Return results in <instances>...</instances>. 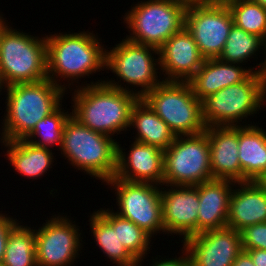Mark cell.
<instances>
[{
    "instance_id": "6da1fadb",
    "label": "cell",
    "mask_w": 266,
    "mask_h": 266,
    "mask_svg": "<svg viewBox=\"0 0 266 266\" xmlns=\"http://www.w3.org/2000/svg\"><path fill=\"white\" fill-rule=\"evenodd\" d=\"M127 89L114 80L81 86L74 90L71 115L95 132L118 134L130 127L132 107L140 98L136 90Z\"/></svg>"
},
{
    "instance_id": "7a4b0ae2",
    "label": "cell",
    "mask_w": 266,
    "mask_h": 266,
    "mask_svg": "<svg viewBox=\"0 0 266 266\" xmlns=\"http://www.w3.org/2000/svg\"><path fill=\"white\" fill-rule=\"evenodd\" d=\"M5 88L7 113L3 120L1 141L25 139L41 119L61 105L66 92L48 78L34 83H17Z\"/></svg>"
},
{
    "instance_id": "3957f363",
    "label": "cell",
    "mask_w": 266,
    "mask_h": 266,
    "mask_svg": "<svg viewBox=\"0 0 266 266\" xmlns=\"http://www.w3.org/2000/svg\"><path fill=\"white\" fill-rule=\"evenodd\" d=\"M95 36L88 31L46 36L47 78L67 89L65 85L57 82L60 81V76L67 80L69 78V81L70 78L76 81L84 75L89 76L102 68L106 69V49L104 50Z\"/></svg>"
},
{
    "instance_id": "277c9868",
    "label": "cell",
    "mask_w": 266,
    "mask_h": 266,
    "mask_svg": "<svg viewBox=\"0 0 266 266\" xmlns=\"http://www.w3.org/2000/svg\"><path fill=\"white\" fill-rule=\"evenodd\" d=\"M118 143L113 137L89 129L70 115L63 129L60 149L72 166L106 182L116 172Z\"/></svg>"
},
{
    "instance_id": "5b68a950",
    "label": "cell",
    "mask_w": 266,
    "mask_h": 266,
    "mask_svg": "<svg viewBox=\"0 0 266 266\" xmlns=\"http://www.w3.org/2000/svg\"><path fill=\"white\" fill-rule=\"evenodd\" d=\"M38 38L9 26L4 29L0 37V82L3 87L47 78L46 37Z\"/></svg>"
},
{
    "instance_id": "8992f818",
    "label": "cell",
    "mask_w": 266,
    "mask_h": 266,
    "mask_svg": "<svg viewBox=\"0 0 266 266\" xmlns=\"http://www.w3.org/2000/svg\"><path fill=\"white\" fill-rule=\"evenodd\" d=\"M265 98L266 79L261 73L252 72L244 81L202 100L204 124L206 127L241 126L239 121L261 109Z\"/></svg>"
},
{
    "instance_id": "52a82bcc",
    "label": "cell",
    "mask_w": 266,
    "mask_h": 266,
    "mask_svg": "<svg viewBox=\"0 0 266 266\" xmlns=\"http://www.w3.org/2000/svg\"><path fill=\"white\" fill-rule=\"evenodd\" d=\"M141 98L175 136L199 134L206 130L202 101L194 95L189 82L162 80Z\"/></svg>"
},
{
    "instance_id": "ba28073f",
    "label": "cell",
    "mask_w": 266,
    "mask_h": 266,
    "mask_svg": "<svg viewBox=\"0 0 266 266\" xmlns=\"http://www.w3.org/2000/svg\"><path fill=\"white\" fill-rule=\"evenodd\" d=\"M187 5L176 0L140 1L124 16L132 31L127 40L159 49L185 26Z\"/></svg>"
},
{
    "instance_id": "9c48e42d",
    "label": "cell",
    "mask_w": 266,
    "mask_h": 266,
    "mask_svg": "<svg viewBox=\"0 0 266 266\" xmlns=\"http://www.w3.org/2000/svg\"><path fill=\"white\" fill-rule=\"evenodd\" d=\"M163 185L196 186L214 179L211 173L210 147L206 131L176 136L164 151ZM168 184V185H167ZM170 184V185H169Z\"/></svg>"
},
{
    "instance_id": "30bf717a",
    "label": "cell",
    "mask_w": 266,
    "mask_h": 266,
    "mask_svg": "<svg viewBox=\"0 0 266 266\" xmlns=\"http://www.w3.org/2000/svg\"><path fill=\"white\" fill-rule=\"evenodd\" d=\"M114 187L119 216L132 221L151 236L165 232L162 222L161 189L152 183L129 182L116 177L106 181Z\"/></svg>"
},
{
    "instance_id": "8fae6325",
    "label": "cell",
    "mask_w": 266,
    "mask_h": 266,
    "mask_svg": "<svg viewBox=\"0 0 266 266\" xmlns=\"http://www.w3.org/2000/svg\"><path fill=\"white\" fill-rule=\"evenodd\" d=\"M115 46L110 51L106 50L105 68L112 70L120 82L122 80L131 86L142 87L136 92L140 98L162 82L157 78L156 70L160 68H155L160 65L159 57L157 60L152 56L154 53L159 56V49L136 44L127 39Z\"/></svg>"
},
{
    "instance_id": "7c38bea8",
    "label": "cell",
    "mask_w": 266,
    "mask_h": 266,
    "mask_svg": "<svg viewBox=\"0 0 266 266\" xmlns=\"http://www.w3.org/2000/svg\"><path fill=\"white\" fill-rule=\"evenodd\" d=\"M233 25L227 5H187L185 27L192 34L204 59L219 58Z\"/></svg>"
},
{
    "instance_id": "4fadbf2b",
    "label": "cell",
    "mask_w": 266,
    "mask_h": 266,
    "mask_svg": "<svg viewBox=\"0 0 266 266\" xmlns=\"http://www.w3.org/2000/svg\"><path fill=\"white\" fill-rule=\"evenodd\" d=\"M68 220L64 216H53L35 230L37 266H71L74 263L79 255L81 235L78 226Z\"/></svg>"
},
{
    "instance_id": "5bb4252c",
    "label": "cell",
    "mask_w": 266,
    "mask_h": 266,
    "mask_svg": "<svg viewBox=\"0 0 266 266\" xmlns=\"http://www.w3.org/2000/svg\"><path fill=\"white\" fill-rule=\"evenodd\" d=\"M182 242L191 266H232L243 251L240 233L228 227L197 233Z\"/></svg>"
},
{
    "instance_id": "9a60e30c",
    "label": "cell",
    "mask_w": 266,
    "mask_h": 266,
    "mask_svg": "<svg viewBox=\"0 0 266 266\" xmlns=\"http://www.w3.org/2000/svg\"><path fill=\"white\" fill-rule=\"evenodd\" d=\"M170 187L167 191L161 190L162 222L165 232L179 233L185 240L197 234L198 185H171Z\"/></svg>"
},
{
    "instance_id": "2e32d148",
    "label": "cell",
    "mask_w": 266,
    "mask_h": 266,
    "mask_svg": "<svg viewBox=\"0 0 266 266\" xmlns=\"http://www.w3.org/2000/svg\"><path fill=\"white\" fill-rule=\"evenodd\" d=\"M159 67L165 81L188 82L204 62L192 34L184 26L159 48Z\"/></svg>"
},
{
    "instance_id": "e0dca14e",
    "label": "cell",
    "mask_w": 266,
    "mask_h": 266,
    "mask_svg": "<svg viewBox=\"0 0 266 266\" xmlns=\"http://www.w3.org/2000/svg\"><path fill=\"white\" fill-rule=\"evenodd\" d=\"M131 146L127 157L123 152L124 149L117 144V168L114 177L129 182L161 184L162 186L164 151L156 146L137 141H134Z\"/></svg>"
},
{
    "instance_id": "ac0fdd59",
    "label": "cell",
    "mask_w": 266,
    "mask_h": 266,
    "mask_svg": "<svg viewBox=\"0 0 266 266\" xmlns=\"http://www.w3.org/2000/svg\"><path fill=\"white\" fill-rule=\"evenodd\" d=\"M214 179L243 182L238 157V126L206 127Z\"/></svg>"
},
{
    "instance_id": "d6986e66",
    "label": "cell",
    "mask_w": 266,
    "mask_h": 266,
    "mask_svg": "<svg viewBox=\"0 0 266 266\" xmlns=\"http://www.w3.org/2000/svg\"><path fill=\"white\" fill-rule=\"evenodd\" d=\"M235 184L231 180L211 179L198 185L197 233L227 227L232 187Z\"/></svg>"
},
{
    "instance_id": "ffe728a7",
    "label": "cell",
    "mask_w": 266,
    "mask_h": 266,
    "mask_svg": "<svg viewBox=\"0 0 266 266\" xmlns=\"http://www.w3.org/2000/svg\"><path fill=\"white\" fill-rule=\"evenodd\" d=\"M233 188L227 227L236 231L266 222V190L257 181L236 182Z\"/></svg>"
},
{
    "instance_id": "44dd1931",
    "label": "cell",
    "mask_w": 266,
    "mask_h": 266,
    "mask_svg": "<svg viewBox=\"0 0 266 266\" xmlns=\"http://www.w3.org/2000/svg\"><path fill=\"white\" fill-rule=\"evenodd\" d=\"M252 68H242L239 64L226 63L217 59H204L202 66L188 81L194 95L203 100L207 96L220 91L230 85L244 81L252 72Z\"/></svg>"
},
{
    "instance_id": "7402d4cb",
    "label": "cell",
    "mask_w": 266,
    "mask_h": 266,
    "mask_svg": "<svg viewBox=\"0 0 266 266\" xmlns=\"http://www.w3.org/2000/svg\"><path fill=\"white\" fill-rule=\"evenodd\" d=\"M238 157L243 182L257 181L266 172V131L256 124L238 126Z\"/></svg>"
},
{
    "instance_id": "603a6c76",
    "label": "cell",
    "mask_w": 266,
    "mask_h": 266,
    "mask_svg": "<svg viewBox=\"0 0 266 266\" xmlns=\"http://www.w3.org/2000/svg\"><path fill=\"white\" fill-rule=\"evenodd\" d=\"M137 129V142L156 146L165 151L174 141L175 134L169 126L139 98L131 110L130 126Z\"/></svg>"
},
{
    "instance_id": "cb8c5ba5",
    "label": "cell",
    "mask_w": 266,
    "mask_h": 266,
    "mask_svg": "<svg viewBox=\"0 0 266 266\" xmlns=\"http://www.w3.org/2000/svg\"><path fill=\"white\" fill-rule=\"evenodd\" d=\"M2 143L7 147L10 164L24 177L37 179L52 168L54 156L50 148L38 147L25 139Z\"/></svg>"
},
{
    "instance_id": "d4e9b609",
    "label": "cell",
    "mask_w": 266,
    "mask_h": 266,
    "mask_svg": "<svg viewBox=\"0 0 266 266\" xmlns=\"http://www.w3.org/2000/svg\"><path fill=\"white\" fill-rule=\"evenodd\" d=\"M91 232L106 257L116 263L117 266H137L138 260L122 245L117 237V229L98 212L90 215Z\"/></svg>"
},
{
    "instance_id": "484cf974",
    "label": "cell",
    "mask_w": 266,
    "mask_h": 266,
    "mask_svg": "<svg viewBox=\"0 0 266 266\" xmlns=\"http://www.w3.org/2000/svg\"><path fill=\"white\" fill-rule=\"evenodd\" d=\"M17 223L9 232L4 266H37L35 230Z\"/></svg>"
},
{
    "instance_id": "4316f807",
    "label": "cell",
    "mask_w": 266,
    "mask_h": 266,
    "mask_svg": "<svg viewBox=\"0 0 266 266\" xmlns=\"http://www.w3.org/2000/svg\"><path fill=\"white\" fill-rule=\"evenodd\" d=\"M98 212L117 229V237L128 251L138 260L142 261L150 249L151 235L144 229L135 225L132 221L125 219L110 209H100Z\"/></svg>"
},
{
    "instance_id": "83f0119b",
    "label": "cell",
    "mask_w": 266,
    "mask_h": 266,
    "mask_svg": "<svg viewBox=\"0 0 266 266\" xmlns=\"http://www.w3.org/2000/svg\"><path fill=\"white\" fill-rule=\"evenodd\" d=\"M261 46H266V41L262 37L233 25L218 59L240 65L247 62L252 55H256L255 52L262 48Z\"/></svg>"
},
{
    "instance_id": "f1b7e54d",
    "label": "cell",
    "mask_w": 266,
    "mask_h": 266,
    "mask_svg": "<svg viewBox=\"0 0 266 266\" xmlns=\"http://www.w3.org/2000/svg\"><path fill=\"white\" fill-rule=\"evenodd\" d=\"M227 6L235 26L266 41V8L253 0H238Z\"/></svg>"
},
{
    "instance_id": "f546056e",
    "label": "cell",
    "mask_w": 266,
    "mask_h": 266,
    "mask_svg": "<svg viewBox=\"0 0 266 266\" xmlns=\"http://www.w3.org/2000/svg\"><path fill=\"white\" fill-rule=\"evenodd\" d=\"M61 107L62 106L60 105L53 113L46 116L44 119H41L25 140L38 147L46 148L58 143L60 149L62 145L63 129L66 120L71 115L68 111L64 113ZM36 137L39 139L36 140Z\"/></svg>"
},
{
    "instance_id": "4dcf8cb0",
    "label": "cell",
    "mask_w": 266,
    "mask_h": 266,
    "mask_svg": "<svg viewBox=\"0 0 266 266\" xmlns=\"http://www.w3.org/2000/svg\"><path fill=\"white\" fill-rule=\"evenodd\" d=\"M243 250H266V222L247 226L239 231Z\"/></svg>"
},
{
    "instance_id": "1f68e13d",
    "label": "cell",
    "mask_w": 266,
    "mask_h": 266,
    "mask_svg": "<svg viewBox=\"0 0 266 266\" xmlns=\"http://www.w3.org/2000/svg\"><path fill=\"white\" fill-rule=\"evenodd\" d=\"M1 214V213H0ZM17 219L0 215V262L3 261L9 232L17 224Z\"/></svg>"
},
{
    "instance_id": "d6a6232c",
    "label": "cell",
    "mask_w": 266,
    "mask_h": 266,
    "mask_svg": "<svg viewBox=\"0 0 266 266\" xmlns=\"http://www.w3.org/2000/svg\"><path fill=\"white\" fill-rule=\"evenodd\" d=\"M182 249H184L185 251L182 252V253H185L183 255H185L183 257H179V258H173V259H163V260H160L159 261H153V265L152 266H191V260H190V257L188 255V252L186 251V249L183 247Z\"/></svg>"
},
{
    "instance_id": "836d02e7",
    "label": "cell",
    "mask_w": 266,
    "mask_h": 266,
    "mask_svg": "<svg viewBox=\"0 0 266 266\" xmlns=\"http://www.w3.org/2000/svg\"><path fill=\"white\" fill-rule=\"evenodd\" d=\"M244 251L250 255L255 266H266V250L249 249Z\"/></svg>"
},
{
    "instance_id": "e575fe53",
    "label": "cell",
    "mask_w": 266,
    "mask_h": 266,
    "mask_svg": "<svg viewBox=\"0 0 266 266\" xmlns=\"http://www.w3.org/2000/svg\"><path fill=\"white\" fill-rule=\"evenodd\" d=\"M232 266H255L250 255L246 251H242L233 262Z\"/></svg>"
},
{
    "instance_id": "d590c367",
    "label": "cell",
    "mask_w": 266,
    "mask_h": 266,
    "mask_svg": "<svg viewBox=\"0 0 266 266\" xmlns=\"http://www.w3.org/2000/svg\"><path fill=\"white\" fill-rule=\"evenodd\" d=\"M235 1L238 0H201V3L210 5H228Z\"/></svg>"
},
{
    "instance_id": "8d00e7d4",
    "label": "cell",
    "mask_w": 266,
    "mask_h": 266,
    "mask_svg": "<svg viewBox=\"0 0 266 266\" xmlns=\"http://www.w3.org/2000/svg\"><path fill=\"white\" fill-rule=\"evenodd\" d=\"M264 51L266 53V46H265V50ZM264 60L265 61L263 63L258 64L259 68H257V69H258V73H261L264 76V78L266 79V59H264Z\"/></svg>"
},
{
    "instance_id": "74e56055",
    "label": "cell",
    "mask_w": 266,
    "mask_h": 266,
    "mask_svg": "<svg viewBox=\"0 0 266 266\" xmlns=\"http://www.w3.org/2000/svg\"><path fill=\"white\" fill-rule=\"evenodd\" d=\"M257 182L266 190V172L257 180Z\"/></svg>"
},
{
    "instance_id": "f35d334b",
    "label": "cell",
    "mask_w": 266,
    "mask_h": 266,
    "mask_svg": "<svg viewBox=\"0 0 266 266\" xmlns=\"http://www.w3.org/2000/svg\"><path fill=\"white\" fill-rule=\"evenodd\" d=\"M176 1H180L186 5H191V4H199L201 3V0H176Z\"/></svg>"
},
{
    "instance_id": "ab89813d",
    "label": "cell",
    "mask_w": 266,
    "mask_h": 266,
    "mask_svg": "<svg viewBox=\"0 0 266 266\" xmlns=\"http://www.w3.org/2000/svg\"><path fill=\"white\" fill-rule=\"evenodd\" d=\"M6 27L7 24L5 23V20L0 16V37Z\"/></svg>"
},
{
    "instance_id": "60d3db41",
    "label": "cell",
    "mask_w": 266,
    "mask_h": 266,
    "mask_svg": "<svg viewBox=\"0 0 266 266\" xmlns=\"http://www.w3.org/2000/svg\"><path fill=\"white\" fill-rule=\"evenodd\" d=\"M255 3L260 4L262 7L266 8V0H253Z\"/></svg>"
},
{
    "instance_id": "b9f144b4",
    "label": "cell",
    "mask_w": 266,
    "mask_h": 266,
    "mask_svg": "<svg viewBox=\"0 0 266 266\" xmlns=\"http://www.w3.org/2000/svg\"><path fill=\"white\" fill-rule=\"evenodd\" d=\"M2 88H3V86H2V84H1V82H0V89H1L0 92L2 91Z\"/></svg>"
}]
</instances>
